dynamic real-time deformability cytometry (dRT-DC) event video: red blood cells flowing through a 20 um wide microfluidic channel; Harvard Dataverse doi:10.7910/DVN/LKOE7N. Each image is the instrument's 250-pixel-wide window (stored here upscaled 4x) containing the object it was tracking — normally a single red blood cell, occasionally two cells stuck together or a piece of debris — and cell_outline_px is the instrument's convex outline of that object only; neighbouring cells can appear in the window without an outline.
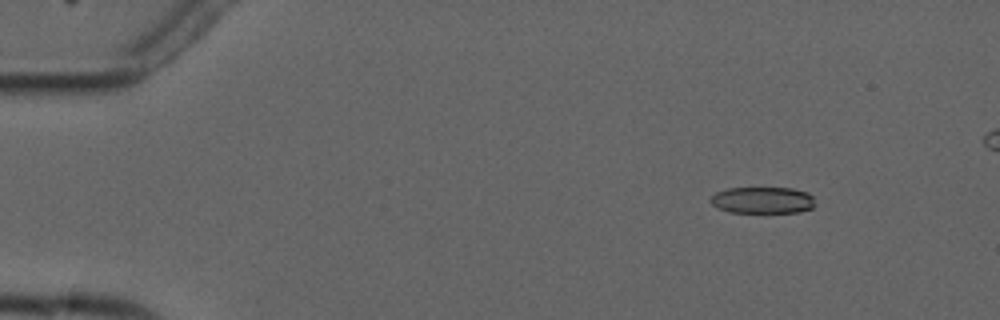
{"species": "common noctule bat (a hibernating species)", "species_latin": "Nyctalus noctula", "temperature_condition": "cold", "stored_images_in_passage": 5, "segment_of_instrument_passage": [1, 2], "camera_frame_rate_fps": 3000, "um_per_image_px": 0.085, "animal": {"sex": "male", "forearm_length_mm": 52.5}, "frame": {"image": 1, "passage_image": 2, "time_ms": 1.667, "image_size_px": [1000, 320], "cell_outline_px": [[812, 208], [800, 212], [728, 212], [716, 208], [708, 200], [716, 192], [728, 188], [792, 188], [808, 192], [812, 196]], "centroid_in_image_um": [64.77, 17.01], "position_along_channel_um": 20.2, "area_um2": 16.18}}